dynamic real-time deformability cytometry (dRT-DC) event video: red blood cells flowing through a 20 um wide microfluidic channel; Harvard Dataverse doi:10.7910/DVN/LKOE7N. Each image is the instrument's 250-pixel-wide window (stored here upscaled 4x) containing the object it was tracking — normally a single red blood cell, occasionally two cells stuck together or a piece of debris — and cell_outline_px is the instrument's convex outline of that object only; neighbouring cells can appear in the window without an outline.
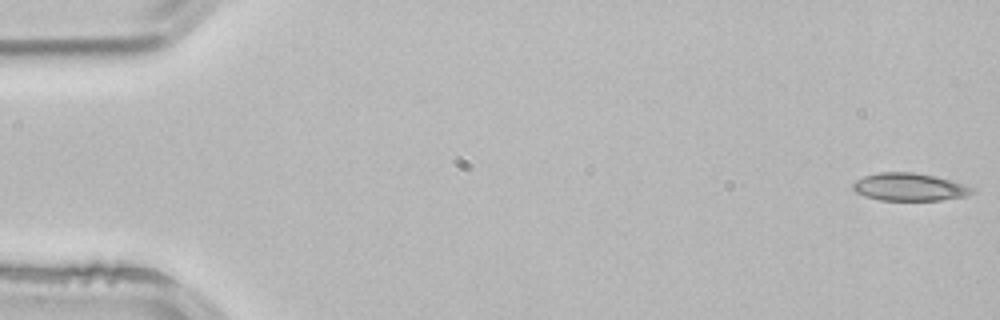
{"species": "common noctule bat (a hibernating species)", "species_latin": "Nyctalus noctula", "temperature_condition": "room temperature", "stored_images_in_passage": 4, "camera_frame_rate_fps": 3000, "um_per_image_px": 0.085, "animal": {"sex": "male", "body_mass_g": 21.5, "forearm_length_mm": 52.0}, "frame": {"image": 1, "passage_image": 1, "time_ms": 0.0, "image_size_px": [1000, 320], "cell_outline_px": [[976, 192], [968, 196], [940, 200], [880, 200], [856, 192], [852, 188], [852, 184], [856, 180], [864, 176], [880, 172], [912, 172], [936, 176], [964, 184], [976, 188]], "centroid_in_image_um": [77.36, 15.89], "position_along_channel_um": 7.6, "area_um2": 19.31}}